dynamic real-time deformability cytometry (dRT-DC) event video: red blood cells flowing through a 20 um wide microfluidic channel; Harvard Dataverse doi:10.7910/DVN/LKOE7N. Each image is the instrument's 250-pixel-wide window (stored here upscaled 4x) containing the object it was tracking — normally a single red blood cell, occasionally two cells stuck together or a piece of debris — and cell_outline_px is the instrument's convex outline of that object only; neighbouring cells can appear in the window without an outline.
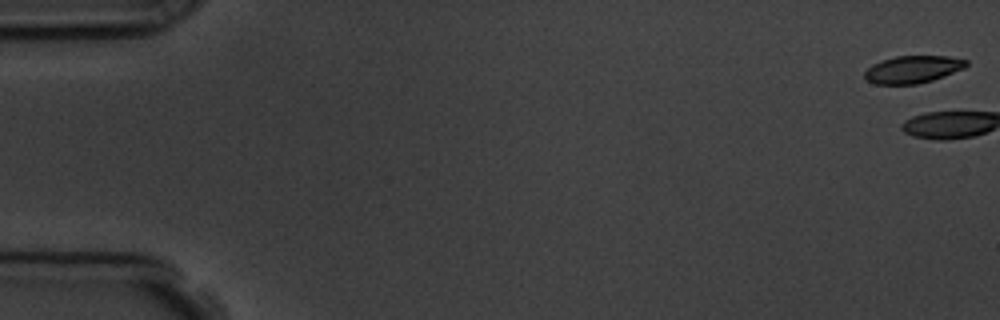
{"species": "common noctule bat (a hibernating species)", "species_latin": "Nyctalus noctula", "temperature_condition": "room temperature", "stored_images_in_passage": 7, "camera_frame_rate_fps": 3000, "um_per_image_px": 0.085, "animal": {"sex": "male", "body_mass_g": 19.5, "forearm_length_mm": 54.6}, "frame": {"image": 1, "passage_image": 1, "time_ms": 0.0, "image_size_px": [1000, 320], "cell_outline_px": [[968, 64], [964, 68], [944, 76], [932, 80], [916, 84], [876, 84], [868, 80], [864, 76], [864, 72], [872, 64], [896, 56], [948, 56], [968, 60]], "centroid_in_image_um": [77.6, 5.89], "position_along_channel_um": 7.4, "area_um2": 16.07}}